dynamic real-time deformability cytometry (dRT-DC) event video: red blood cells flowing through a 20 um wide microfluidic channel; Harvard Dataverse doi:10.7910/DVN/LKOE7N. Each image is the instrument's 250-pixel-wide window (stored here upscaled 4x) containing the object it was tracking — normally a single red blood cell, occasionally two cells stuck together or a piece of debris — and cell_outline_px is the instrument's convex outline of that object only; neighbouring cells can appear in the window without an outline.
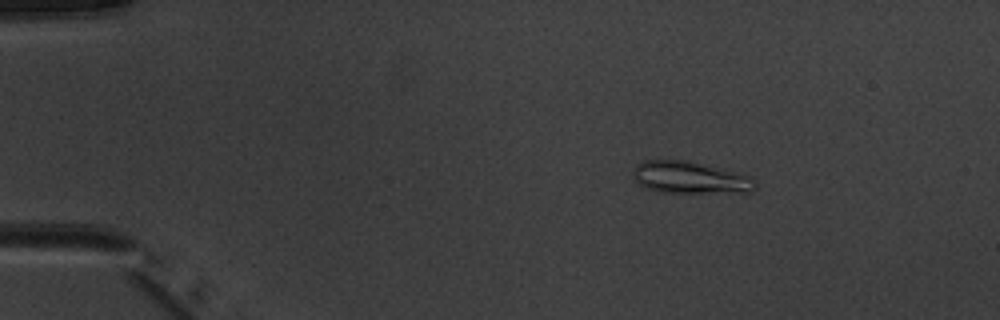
{"species": "common noctule bat (a hibernating species)", "species_latin": "Nyctalus noctula", "temperature_condition": "warm", "stored_images_in_passage": 5, "camera_frame_rate_fps": 3000, "um_per_image_px": 0.085, "animal": {"sex": "male", "body_mass_g": 20.1, "forearm_length_mm": 53.5}, "frame": {"image": 1, "passage_image": 3, "time_ms": 2.0, "image_size_px": [1000, 320], "cell_outline_px": [[756, 188], [752, 192], [660, 192], [644, 188], [632, 180], [632, 176], [636, 168], [644, 160], [688, 160], [752, 176], [756, 180]], "centroid_in_image_um": [58.67, 15.1], "position_along_channel_um": 26.3, "area_um2": 22.89}}
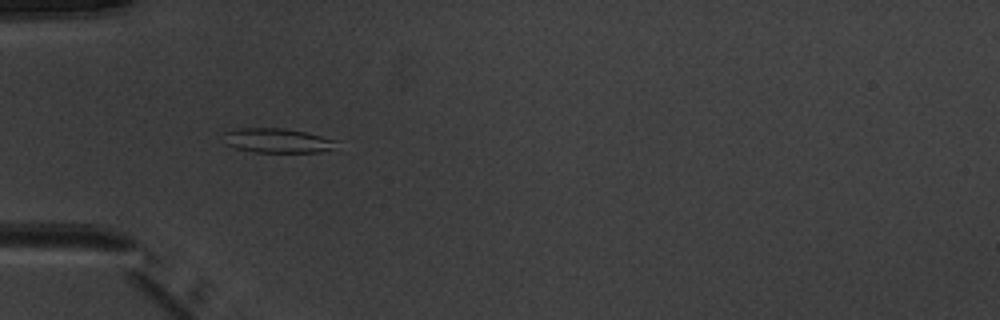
{"frame": {"image": 2, "passage_image": 5, "time_ms": 4.667, "image_size_px": [1000, 320], "cell_outline_px": [[340, 140], [332, 148], [320, 152], [256, 152], [236, 148], [228, 144], [220, 132], [240, 128], [284, 128], [304, 132]], "centroid_in_image_um": [23.57, 11.94], "position_along_channel_um": 61.4, "area_um2": 16.07}}